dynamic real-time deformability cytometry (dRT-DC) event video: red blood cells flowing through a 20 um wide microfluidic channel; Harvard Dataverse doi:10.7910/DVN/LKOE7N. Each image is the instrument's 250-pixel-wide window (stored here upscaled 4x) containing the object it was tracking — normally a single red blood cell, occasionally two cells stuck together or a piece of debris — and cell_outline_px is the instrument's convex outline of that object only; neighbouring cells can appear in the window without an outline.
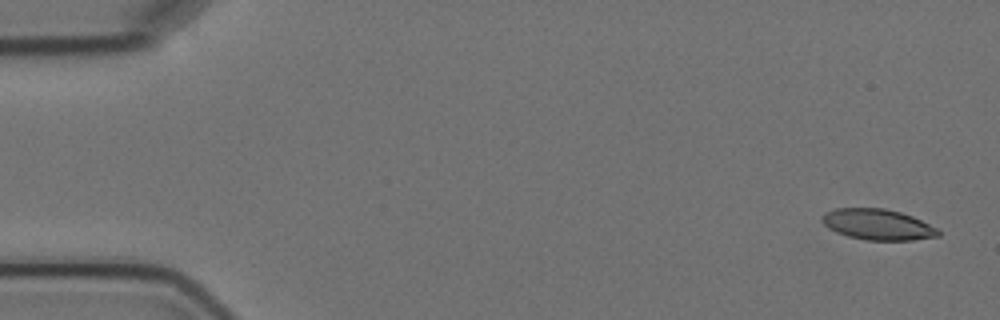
{"species": "Egyptian fruit bat (a non-hibernating species)", "species_latin": "Rousettus aegyptiacus", "temperature_condition": "cold", "stored_images_in_passage": 5, "camera_frame_rate_fps": 3000, "um_per_image_px": 0.085, "animal": {"sex": "female"}, "frame": {"image": 1, "passage_image": 1, "time_ms": 0.0, "image_size_px": [1000, 320], "cell_outline_px": [[940, 236], [912, 240], [868, 240], [848, 236], [836, 232], [828, 228], [820, 220], [820, 216], [824, 212], [836, 208], [884, 208], [900, 212], [912, 216], [936, 228], [940, 232]], "centroid_in_image_um": [74.56, 19.07], "position_along_channel_um": 10.4, "area_um2": 20.87}}
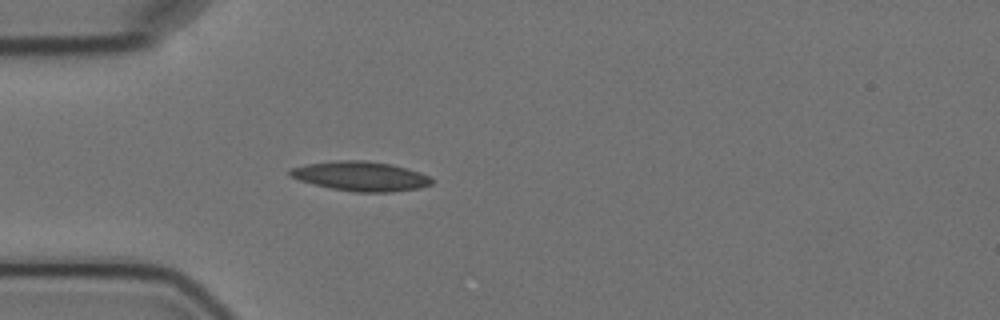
{"frame": {"image": 2, "passage_image": 5, "time_ms": 4.667, "image_size_px": [1000, 320], "cell_outline_px": [[432, 184], [420, 188], [392, 192], [356, 192], [332, 188], [300, 180], [288, 176], [288, 172], [292, 168], [308, 164], [336, 160], [364, 160], [392, 164], [408, 168], [420, 172], [428, 176], [432, 180]], "centroid_in_image_um": [30.69, 14.97], "position_along_channel_um": 54.3, "area_um2": 24.28}}